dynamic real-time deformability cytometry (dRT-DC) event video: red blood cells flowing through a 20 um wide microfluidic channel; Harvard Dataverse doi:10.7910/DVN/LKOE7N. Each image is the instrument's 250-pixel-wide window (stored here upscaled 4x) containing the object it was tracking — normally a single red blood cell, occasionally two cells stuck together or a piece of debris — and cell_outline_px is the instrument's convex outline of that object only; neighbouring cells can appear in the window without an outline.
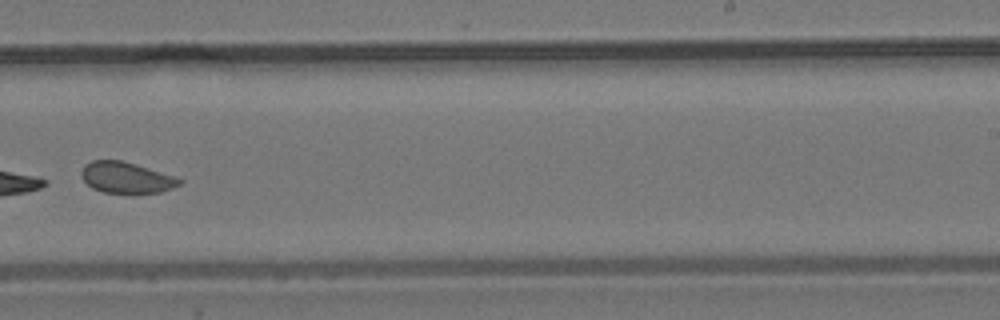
{"species": "common noctule bat (a hibernating species)", "species_latin": "Nyctalus noctula", "temperature_condition": "room temperature", "stored_images_in_passage": 7, "camera_frame_rate_fps": 3000, "um_per_image_px": 0.085, "animal": {"sex": "male", "body_mass_g": 19.2, "forearm_length_mm": 51.8}, "frame": {"image": 1, "passage_image": 6, "time_ms": 6.0, "image_size_px": [1000, 320], "cell_outline_px": [[184, 180], [180, 184], [172, 188], [160, 192], [104, 192], [92, 188], [84, 180], [84, 164], [92, 160], [120, 160], [136, 164], [176, 176]], "centroid_in_image_um": [10.79, 15.08], "position_along_channel_um": 278.2, "area_um2": 17.4}}
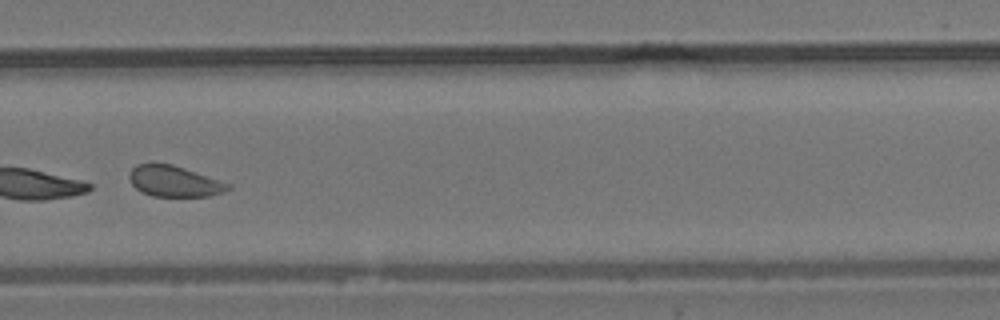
{"frame": {"image": 2, "passage_image": 7, "time_ms": 7.0, "image_size_px": [1000, 320], "cell_outline_px": [[232, 184], [228, 188], [212, 196], [152, 196], [140, 192], [132, 184], [128, 176], [132, 168], [136, 164], [152, 160], [172, 164]], "centroid_in_image_um": [14.73, 15.37], "position_along_channel_um": 315.1, "area_um2": 18.09}}